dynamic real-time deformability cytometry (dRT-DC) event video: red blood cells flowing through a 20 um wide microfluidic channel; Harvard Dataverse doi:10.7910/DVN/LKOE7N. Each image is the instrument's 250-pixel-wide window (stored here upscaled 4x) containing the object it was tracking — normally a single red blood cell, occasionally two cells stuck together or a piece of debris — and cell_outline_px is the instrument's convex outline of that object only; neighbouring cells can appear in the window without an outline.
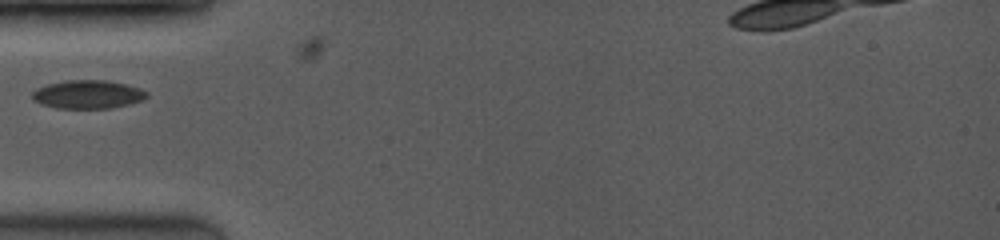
{"species": "common noctule bat (a hibernating species)", "species_latin": "Nyctalus noctula", "temperature_condition": "room temperature", "stored_images_in_passage": 3, "camera_frame_rate_fps": 3500, "um_per_image_px": 0.085, "animal": {"sex": "female", "body_mass_g": 19.0, "forearm_length_mm": 53.3}, "frame": {"image": 1, "passage_image": 1, "time_ms": 0.0, "image_size_px": [1000, 240], "cell_outline_px": [[148, 96], [144, 100], [112, 108], [56, 108], [40, 104], [32, 100], [32, 92], [36, 88], [48, 84], [64, 80], [104, 80], [124, 84], [140, 88], [148, 92]], "centroid_in_image_um": [7.44, 8.02], "position_along_channel_um": 77.6, "area_um2": 19.07}}